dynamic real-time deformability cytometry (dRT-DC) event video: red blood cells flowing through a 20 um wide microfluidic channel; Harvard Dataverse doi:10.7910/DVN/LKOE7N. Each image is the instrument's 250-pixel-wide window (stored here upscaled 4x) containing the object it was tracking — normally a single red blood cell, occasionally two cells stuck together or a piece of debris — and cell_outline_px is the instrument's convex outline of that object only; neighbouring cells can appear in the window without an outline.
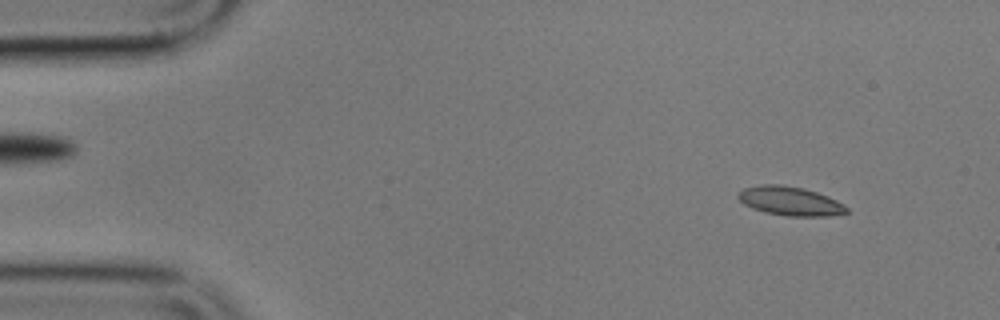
{"species": "common noctule bat (a hibernating species)", "species_latin": "Nyctalus noctula", "temperature_condition": "cold", "stored_images_in_passage": 5, "camera_frame_rate_fps": 3000, "um_per_image_px": 0.085, "animal": {"sex": "male", "body_mass_g": 17.9}, "frame": {"image": 1, "passage_image": 1, "time_ms": 0.0, "image_size_px": [1000, 320], "cell_outline_px": [[848, 212], [828, 216], [788, 216], [764, 212], [752, 208], [744, 204], [736, 196], [744, 188], [764, 184], [780, 184], [804, 188], [828, 196], [844, 204], [848, 208]], "centroid_in_image_um": [67.16, 17.09], "position_along_channel_um": 17.8, "area_um2": 18.26}}
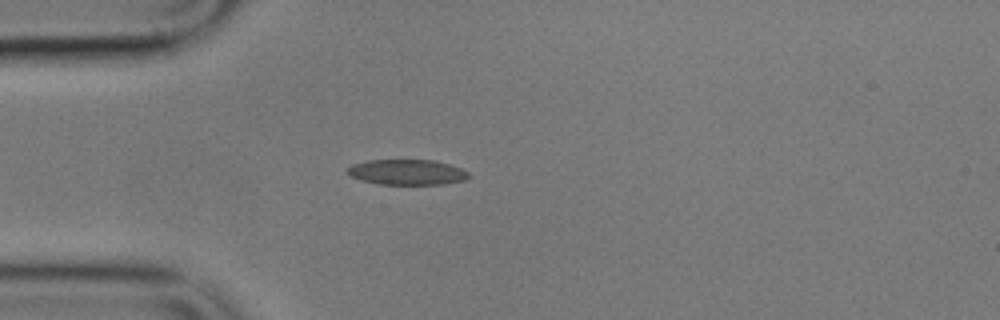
{"frame": {"image": 2, "passage_image": 3, "time_ms": 3.333, "image_size_px": [1000, 320], "cell_outline_px": [[472, 176], [464, 180], [444, 184], [376, 184], [360, 180], [344, 172], [352, 164], [368, 160], [432, 160], [448, 164], [460, 168], [468, 172]], "centroid_in_image_um": [34.57, 14.64], "position_along_channel_um": 50.4, "area_um2": 17.98}}